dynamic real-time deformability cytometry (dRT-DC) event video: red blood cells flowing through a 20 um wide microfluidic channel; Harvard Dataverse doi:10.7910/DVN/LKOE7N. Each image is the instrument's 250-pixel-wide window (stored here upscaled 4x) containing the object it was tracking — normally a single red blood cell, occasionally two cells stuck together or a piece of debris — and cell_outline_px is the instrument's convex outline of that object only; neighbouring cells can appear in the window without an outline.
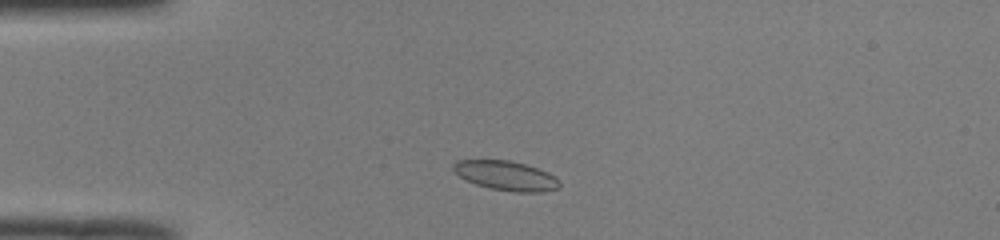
{"species": "common noctule bat (a hibernating species)", "species_latin": "Nyctalus noctula", "temperature_condition": "room temperature", "stored_images_in_passage": 42, "camera_frame_rate_fps": 3000, "um_per_image_px": 0.085, "animal": {"sex": "male", "body_mass_g": 19.0, "forearm_length_mm": 50.8}, "frame": {"image": 1, "passage_image": 5, "time_ms": 1.333, "image_size_px": [1000, 240], "cell_outline_px": [[560, 188], [544, 192], [512, 192], [488, 188], [476, 184], [460, 176], [452, 168], [452, 164], [456, 160], [508, 160], [524, 164], [548, 172], [560, 180]], "centroid_in_image_um": [43.04, 14.94], "position_along_channel_um": 42.0, "area_um2": 18.26}}
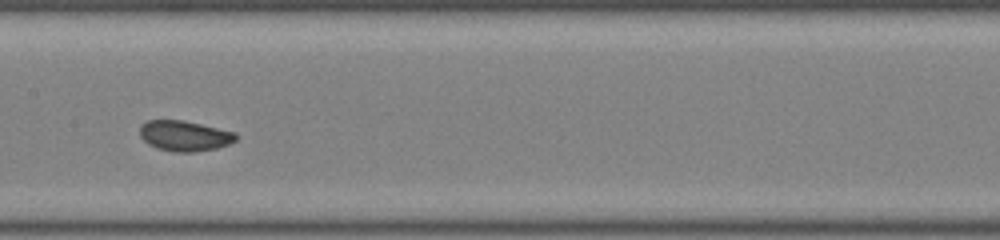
{"frame": {"image": 2, "passage_image": 18, "time_ms": 5.667, "image_size_px": [1000, 240], "cell_outline_px": [[236, 140], [228, 144], [216, 148], [192, 152], [172, 152], [156, 148], [148, 144], [140, 136], [140, 124], [148, 120], [184, 120], [236, 132]], "centroid_in_image_um": [15.66, 11.54], "position_along_channel_um": 191.7, "area_um2": 17.11}}
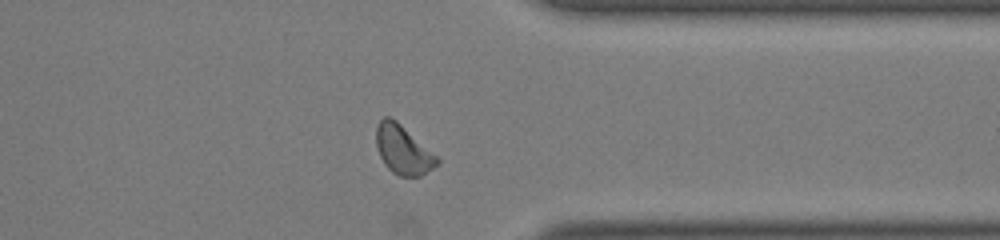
{"frame": {"image": 3, "passage_image": 32, "time_ms": 10.333, "image_size_px": [1000, 240], "cell_outline_px": [[440, 164], [420, 176], [400, 176], [392, 172], [384, 164], [380, 156], [376, 144], [376, 124], [384, 116], [388, 116], [396, 120], [436, 156], [440, 160]], "centroid_in_image_um": [34.24, 12.73], "position_along_channel_um": 377.2, "area_um2": 17.17}, "authors_computed_cell_mechanics": {"area_um2": 17.1377, "velocity_mm_per_s": 4.0526, "shape_relaxation_time_tau1_ms": 7.4604, "shape_relaxation_time_tau2_ms": 2.4427, "deformation_change_tau1": 0.1284, "deformation_change_tau2": 0.04}}